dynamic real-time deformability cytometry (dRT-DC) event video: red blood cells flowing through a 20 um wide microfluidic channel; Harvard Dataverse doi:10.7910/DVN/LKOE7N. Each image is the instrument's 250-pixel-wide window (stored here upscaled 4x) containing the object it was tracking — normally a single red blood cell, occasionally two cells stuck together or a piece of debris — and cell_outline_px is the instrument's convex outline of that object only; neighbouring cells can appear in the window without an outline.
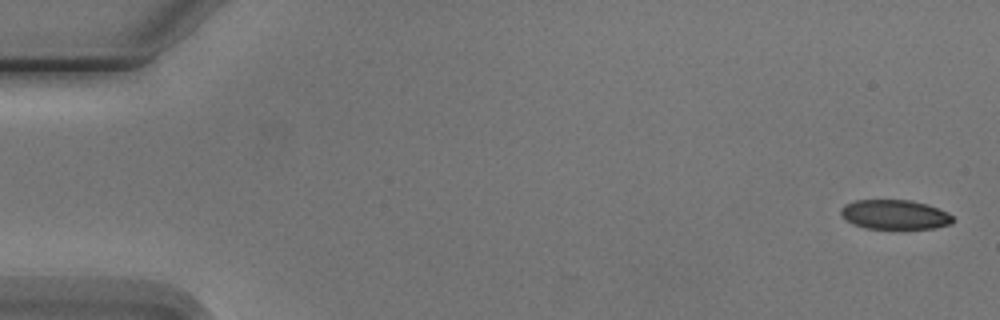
{"species": "Egyptian fruit bat (a non-hibernating species)", "species_latin": "Rousettus aegyptiacus", "temperature_condition": "cold", "stored_images_in_passage": 6, "camera_frame_rate_fps": 3000, "um_per_image_px": 0.085, "animal": {"sex": "male"}, "frame": {"image": 1, "passage_image": 1, "time_ms": 0.0, "image_size_px": [1000, 320], "cell_outline_px": [[956, 220], [952, 224], [936, 228], [864, 228], [852, 224], [840, 212], [840, 208], [844, 204], [856, 200], [912, 200], [928, 204], [948, 212]], "centroid_in_image_um": [76.1, 18.23], "position_along_channel_um": 8.9, "area_um2": 19.36}}
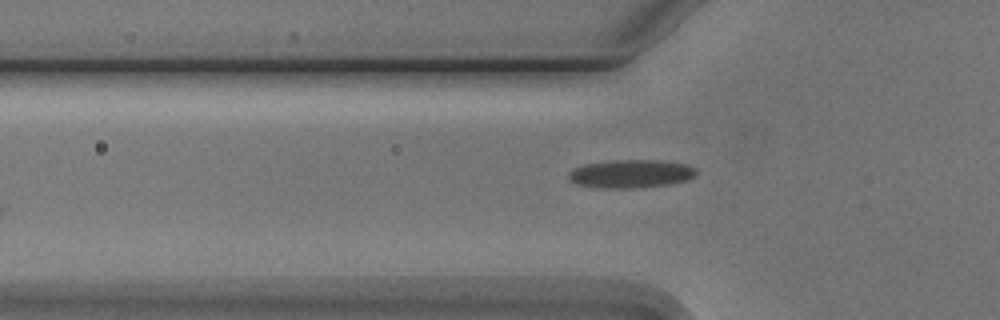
{"frame": {"image": 2, "passage_image": 6, "time_ms": 15.333, "image_size_px": [1000, 320], "cell_outline_px": [[696, 176], [688, 180], [668, 184], [632, 188], [596, 188], [576, 184], [568, 176], [568, 172], [572, 168], [584, 164], [612, 160], [660, 160], [688, 164], [696, 168]], "centroid_in_image_um": [53.63, 14.76], "position_along_channel_um": 72.2, "area_um2": 21.21}}